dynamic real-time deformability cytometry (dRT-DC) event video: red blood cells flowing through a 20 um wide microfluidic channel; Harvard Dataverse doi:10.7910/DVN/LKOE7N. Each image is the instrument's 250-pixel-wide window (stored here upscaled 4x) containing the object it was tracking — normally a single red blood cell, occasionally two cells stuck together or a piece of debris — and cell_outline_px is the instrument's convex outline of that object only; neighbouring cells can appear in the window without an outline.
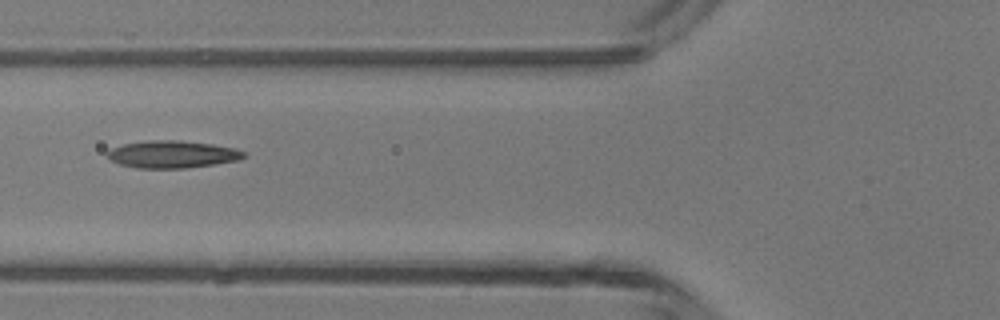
{"species": "common noctule bat (a hibernating species)", "species_latin": "Nyctalus noctula", "temperature_condition": "room temperature", "stored_images_in_passage": 7, "camera_frame_rate_fps": 3000, "um_per_image_px": 0.085, "animal": {"sex": "male", "body_mass_g": 13.3}, "frame": {"image": 1, "passage_image": 5, "time_ms": 5.0, "image_size_px": [1000, 320], "cell_outline_px": [[244, 156], [236, 160], [212, 164], [184, 168], [136, 168], [120, 164], [112, 160], [104, 152], [112, 148], [124, 144], [148, 140], [180, 140], [212, 144], [232, 148], [244, 152]], "centroid_in_image_um": [14.57, 13.11], "position_along_channel_um": 111.2, "area_um2": 21.39}}
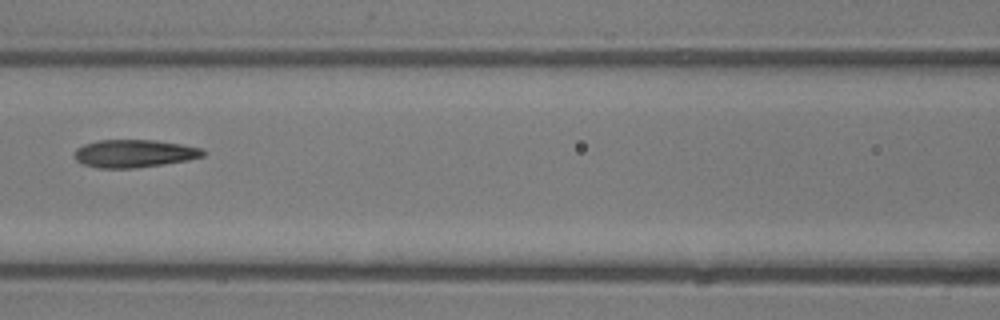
{"frame": {"image": 2, "passage_image": 6, "time_ms": 6.0, "image_size_px": [1000, 320], "cell_outline_px": [[208, 152], [204, 156], [188, 160], [164, 164], [136, 168], [96, 168], [84, 164], [76, 160], [72, 156], [76, 148], [84, 144], [100, 140], [152, 140], [184, 144], [204, 148]], "centroid_in_image_um": [11.44, 13.05], "position_along_channel_um": 155.2, "area_um2": 21.15}}
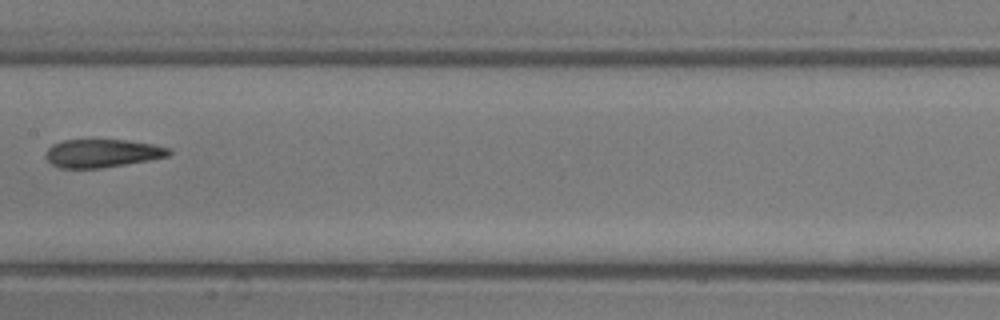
{"frame": {"image": 3, "passage_image": 7, "time_ms": 7.0, "image_size_px": [1000, 320], "cell_outline_px": [[172, 152], [168, 156], [152, 160], [100, 168], [60, 168], [52, 164], [44, 156], [44, 152], [52, 144], [64, 140], [128, 140], [152, 144], [168, 148]], "centroid_in_image_um": [8.67, 13.03], "position_along_channel_um": 198.7, "area_um2": 20.29}}